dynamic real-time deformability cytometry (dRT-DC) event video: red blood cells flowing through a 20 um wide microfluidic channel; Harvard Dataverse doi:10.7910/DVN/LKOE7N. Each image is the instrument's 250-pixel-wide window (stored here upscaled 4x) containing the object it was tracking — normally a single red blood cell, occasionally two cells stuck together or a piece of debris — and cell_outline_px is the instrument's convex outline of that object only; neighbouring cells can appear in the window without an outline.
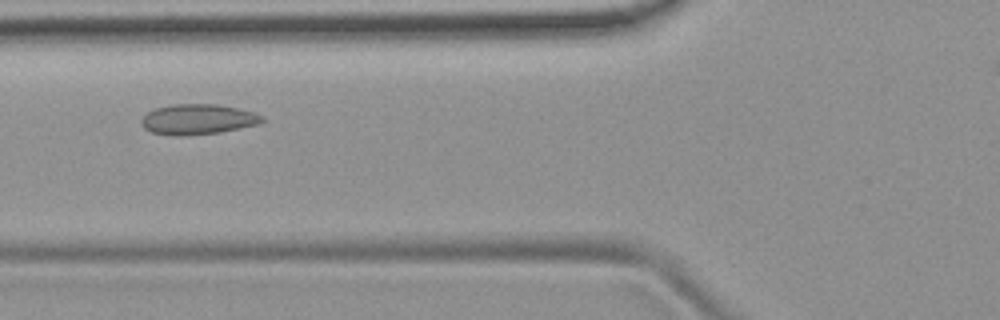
{"species": "common noctule bat (a hibernating species)", "species_latin": "Nyctalus noctula", "temperature_condition": "room temperature", "stored_images_in_passage": 6, "camera_frame_rate_fps": 3000, "um_per_image_px": 0.085, "animal": {"sex": "female", "body_mass_g": 19.9}, "frame": {"image": 1, "passage_image": 3, "time_ms": 0.667, "image_size_px": [1000, 320], "cell_outline_px": [[264, 120], [260, 124], [220, 132], [188, 136], [172, 136], [152, 132], [144, 128], [140, 124], [140, 120], [148, 112], [156, 108], [172, 104], [216, 104], [236, 108], [252, 112], [264, 116]], "centroid_in_image_um": [16.8, 10.15], "position_along_channel_um": 109.0, "area_um2": 21.44}}
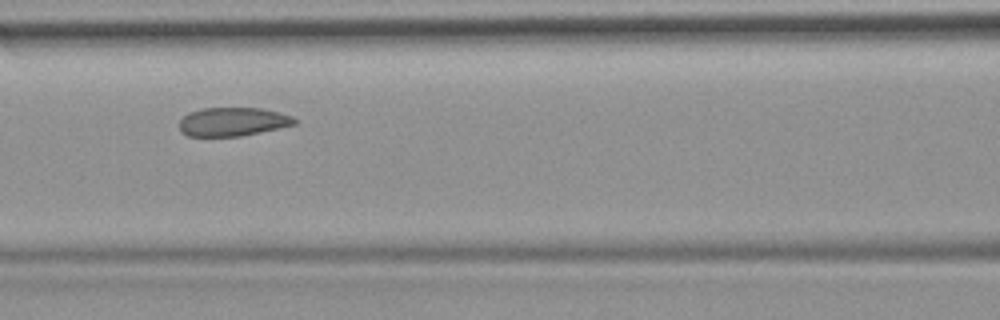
{"frame": {"image": 2, "passage_image": 4, "time_ms": 1.0, "image_size_px": [1000, 320], "cell_outline_px": [[300, 120], [296, 124], [240, 136], [188, 136], [180, 128], [180, 120], [188, 112], [200, 108], [260, 108], [280, 112], [292, 116]], "centroid_in_image_um": [19.81, 10.33], "position_along_channel_um": 146.8, "area_um2": 19.19}}
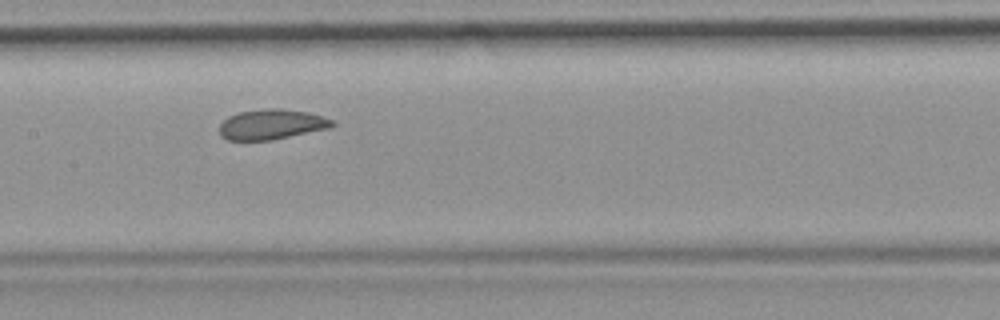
{"frame": {"image": 3, "passage_image": 5, "time_ms": 1.333, "image_size_px": [1000, 320], "cell_outline_px": [[336, 124], [328, 128], [272, 140], [228, 140], [220, 136], [220, 124], [228, 116], [236, 112], [272, 108], [280, 108], [308, 112], [324, 116], [332, 120]], "centroid_in_image_um": [23.07, 10.56], "position_along_channel_um": 184.3, "area_um2": 19.83}}